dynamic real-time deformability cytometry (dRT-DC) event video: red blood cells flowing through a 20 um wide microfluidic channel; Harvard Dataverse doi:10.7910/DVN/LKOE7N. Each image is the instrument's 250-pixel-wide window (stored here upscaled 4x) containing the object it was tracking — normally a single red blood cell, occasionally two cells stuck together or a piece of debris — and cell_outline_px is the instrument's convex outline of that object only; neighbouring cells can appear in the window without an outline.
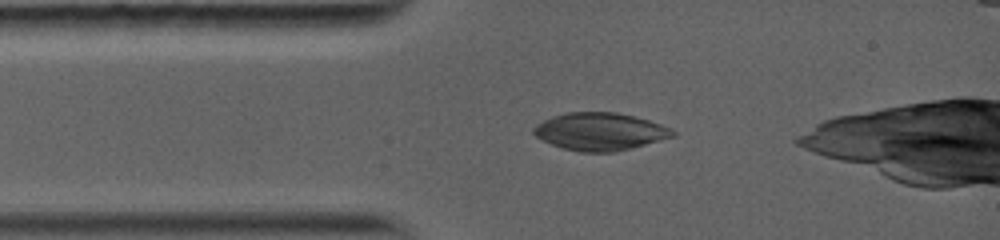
{"species": "common noctule bat (a hibernating species)", "species_latin": "Nyctalus noctula", "temperature_condition": "warm", "stored_images_in_passage": 3, "camera_frame_rate_fps": 5000, "um_per_image_px": 0.085, "animal": {"sex": "female", "body_mass_g": 19.0, "forearm_length_mm": 56.7}, "frame": {"image": 1, "passage_image": 2, "time_ms": 0.8, "image_size_px": [1000, 240], "cell_outline_px": [[676, 136], [632, 148], [612, 152], [580, 152], [564, 148], [540, 140], [532, 132], [532, 128], [544, 120], [568, 112], [612, 112], [632, 116], [648, 120], [672, 128], [676, 132]], "centroid_in_image_um": [51.02, 11.19], "position_along_channel_um": 34.0, "area_um2": 30.29}}